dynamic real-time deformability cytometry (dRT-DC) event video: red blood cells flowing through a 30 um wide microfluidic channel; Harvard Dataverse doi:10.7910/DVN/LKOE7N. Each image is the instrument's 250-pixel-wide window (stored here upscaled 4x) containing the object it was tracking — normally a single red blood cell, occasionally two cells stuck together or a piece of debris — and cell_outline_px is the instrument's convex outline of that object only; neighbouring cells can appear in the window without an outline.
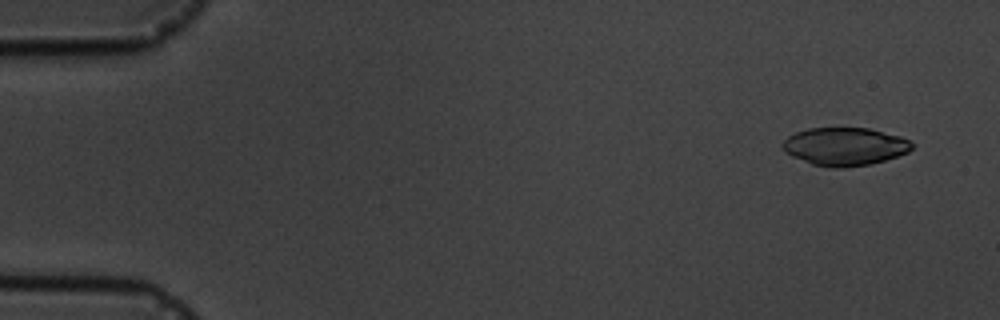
{"species": "common noctule bat (a hibernating species)", "species_latin": "Nyctalus noctula", "temperature_condition": "cold", "stored_images_in_passage": 10, "camera_frame_rate_fps": 3000, "um_per_image_px": 0.085, "animal": {"sex": "male", "body_mass_g": 19.5, "forearm_length_mm": 54.6}, "frame": {"image": 1, "passage_image": 1, "time_ms": 0.0, "image_size_px": [1000, 320], "cell_outline_px": [[912, 148], [908, 152], [872, 164], [844, 168], [832, 168], [812, 164], [792, 156], [784, 152], [784, 140], [788, 136], [796, 132], [808, 128], [868, 128], [900, 136], [908, 140], [912, 144]], "centroid_in_image_um": [71.8, 12.46], "position_along_channel_um": 13.2, "area_um2": 28.5}}